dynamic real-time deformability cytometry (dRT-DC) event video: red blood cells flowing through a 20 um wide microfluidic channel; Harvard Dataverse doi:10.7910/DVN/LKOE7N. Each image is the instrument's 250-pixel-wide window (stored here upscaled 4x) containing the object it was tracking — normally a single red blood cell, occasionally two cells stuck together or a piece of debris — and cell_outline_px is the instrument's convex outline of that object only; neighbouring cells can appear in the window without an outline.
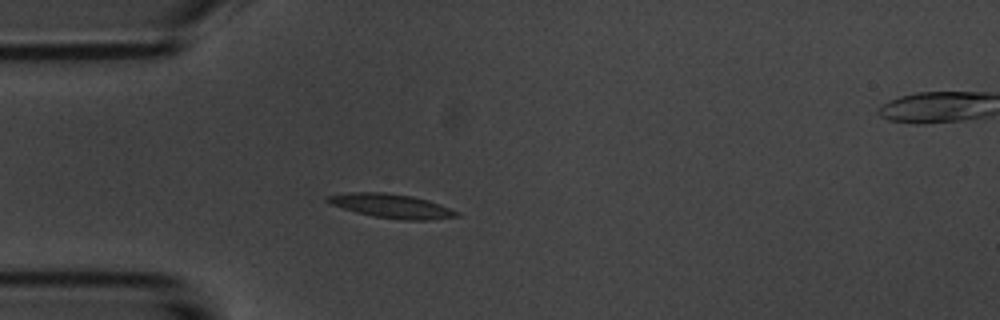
{"species": "common noctule bat (a hibernating species)", "species_latin": "Nyctalus noctula", "temperature_condition": "room temperature", "stored_images_in_passage": 54, "camera_frame_rate_fps": 3000, "um_per_image_px": 0.085, "animal": {"sex": "male", "body_mass_g": 20.1, "forearm_length_mm": 53.5}, "frame": {"image": 1, "passage_image": 15, "time_ms": 4.667, "image_size_px": [1000, 320], "cell_outline_px": [[460, 216], [432, 220], [404, 220], [376, 216], [356, 212], [332, 204], [324, 200], [324, 196], [348, 192], [384, 192], [412, 196], [428, 200], [452, 208], [460, 212]], "centroid_in_image_um": [33.31, 17.5], "position_along_channel_um": 51.7, "area_um2": 18.15}}
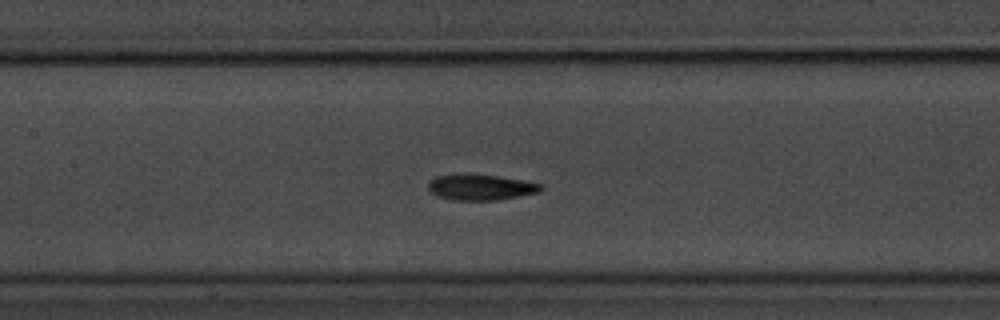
{"frame": {"image": 2, "passage_image": 25, "time_ms": 8.0, "image_size_px": [1000, 320], "cell_outline_px": [[544, 188], [540, 192], [520, 196], [496, 200], [452, 200], [436, 196], [428, 192], [428, 180], [436, 176], [460, 172], [496, 176], [524, 180], [540, 184]], "centroid_in_image_um": [40.78, 15.9], "position_along_channel_um": 166.6, "area_um2": 17.4}}
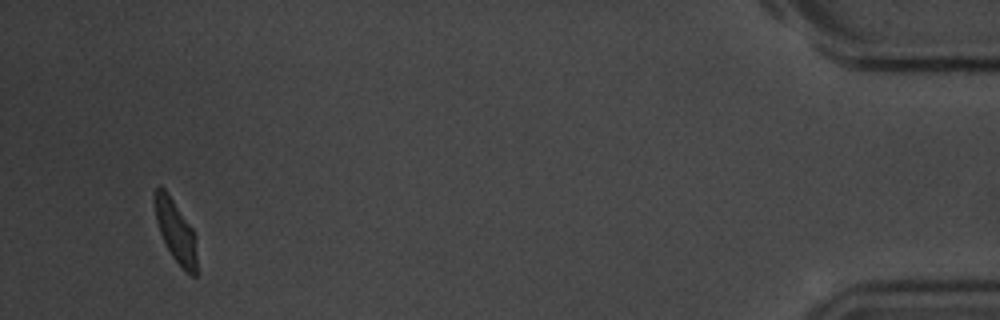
{"frame": {"image": 3, "passage_image": 52, "time_ms": 17.0, "image_size_px": [1000, 320], "cell_outline_px": [[196, 276], [192, 276], [172, 256], [160, 232], [156, 220], [152, 200], [152, 192], [160, 184], [168, 192], [192, 228], [196, 236]], "centroid_in_image_um": [14.89, 19.54], "position_along_channel_um": 420.3, "area_um2": 15.32}, "authors_computed_cell_mechanics": {"area_um2": 16.3574, "velocity_mm_per_s": 3.6868, "shape_relaxation_time_tau1_ms": 3.4542, "shape_relaxation_time_tau2_ms": 2.085, "deformation_change_tau1": 0.1348, "deformation_change_tau2": 0.0791}}